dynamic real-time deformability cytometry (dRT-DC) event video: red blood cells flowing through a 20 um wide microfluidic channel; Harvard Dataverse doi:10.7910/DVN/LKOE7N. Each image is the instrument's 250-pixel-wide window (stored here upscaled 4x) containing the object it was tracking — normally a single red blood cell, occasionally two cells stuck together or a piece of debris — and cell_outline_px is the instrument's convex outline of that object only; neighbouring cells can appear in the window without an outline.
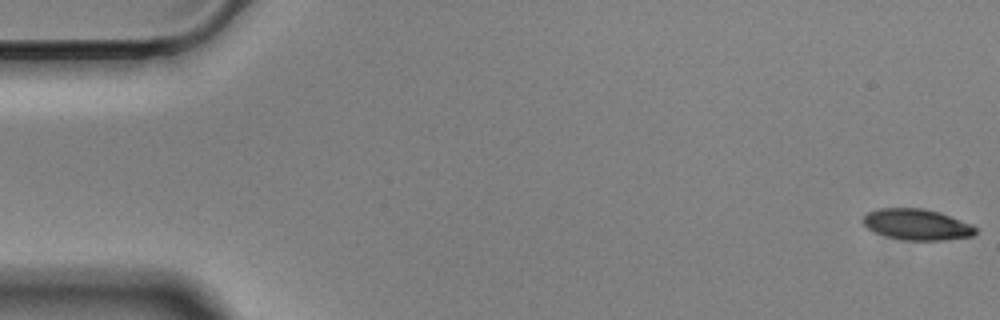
{"species": "Egyptian fruit bat (a non-hibernating species)", "species_latin": "Rousettus aegyptiacus", "temperature_condition": "cold", "stored_images_in_passage": 58, "camera_frame_rate_fps": 3000, "um_per_image_px": 0.085, "animal": {"sex": "male"}, "frame": {"image": 1, "passage_image": 1, "time_ms": 0.0, "image_size_px": [1000, 320], "cell_outline_px": [[976, 232], [972, 236], [940, 240], [908, 240], [888, 236], [876, 232], [868, 228], [864, 224], [864, 216], [868, 212], [876, 208], [924, 208], [940, 212], [972, 224], [976, 228]], "centroid_in_image_um": [77.95, 19.06], "position_along_channel_um": 7.0, "area_um2": 20.11}}
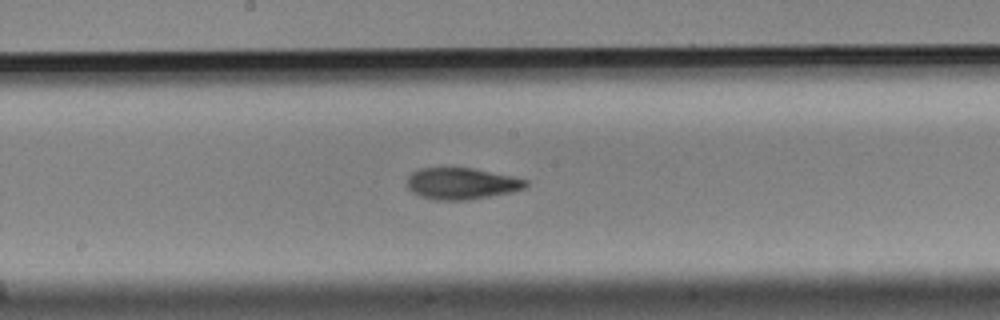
{"frame": {"image": 2, "passage_image": 30, "time_ms": 9.667, "image_size_px": [1000, 320], "cell_outline_px": [[528, 184], [524, 188], [512, 192], [468, 200], [436, 200], [420, 196], [412, 192], [408, 188], [408, 176], [412, 172], [420, 168], [472, 168], [528, 180]], "centroid_in_image_um": [39.21, 15.61], "position_along_channel_um": 209.0, "area_um2": 21.62}}
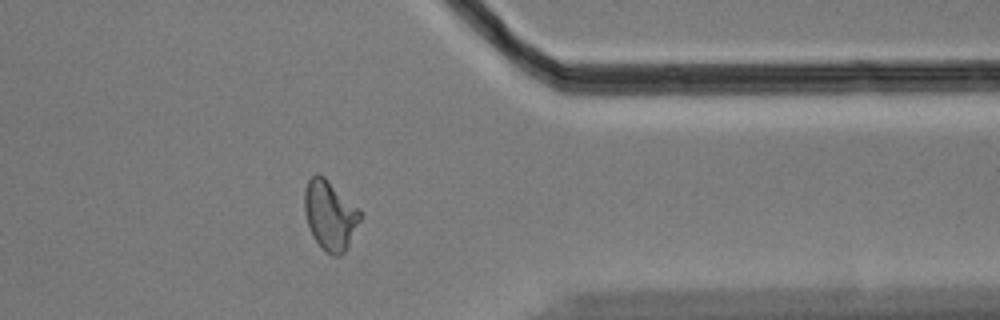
{"frame": {"image": 3, "passage_image": 46, "time_ms": 15.0, "image_size_px": [1000, 320], "cell_outline_px": [[360, 220], [344, 252], [340, 256], [332, 256], [316, 240], [308, 224], [304, 212], [304, 192], [308, 180], [316, 172], [324, 176], [360, 208]], "centroid_in_image_um": [28.05, 18.23], "position_along_channel_um": 383.4, "area_um2": 22.25}, "authors_computed_cell_mechanics": {"area_um2": 21.675, "velocity_mm_per_s": 3.5047, "shape_relaxation_time_tau1_ms": 5.4052, "shape_relaxation_time_tau2_ms": 3.1539, "deformation_change_tau1": 0.1567, "deformation_change_tau2": 0.0953}}